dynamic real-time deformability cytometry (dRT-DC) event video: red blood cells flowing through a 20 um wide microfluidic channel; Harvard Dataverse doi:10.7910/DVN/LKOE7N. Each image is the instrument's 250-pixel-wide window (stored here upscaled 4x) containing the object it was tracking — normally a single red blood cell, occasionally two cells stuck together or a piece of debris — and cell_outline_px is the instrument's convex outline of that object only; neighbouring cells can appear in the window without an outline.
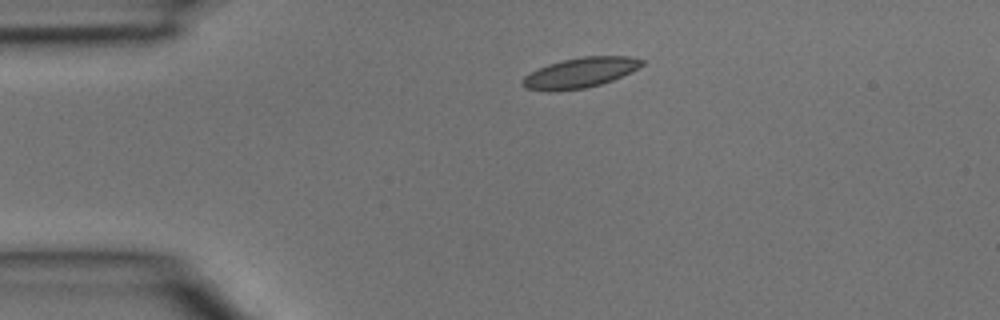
{"species": "common noctule bat (a hibernating species)", "species_latin": "Nyctalus noctula", "temperature_condition": "room temperature", "stored_images_in_passage": 2, "camera_frame_rate_fps": 3000, "um_per_image_px": 0.085, "animal": {"sex": "male", "body_mass_g": 15.6}, "frame": {"image": 1, "passage_image": 1, "time_ms": 0.0, "image_size_px": [1000, 320], "cell_outline_px": [[644, 64], [612, 80], [600, 84], [584, 88], [556, 92], [548, 92], [524, 88], [520, 84], [520, 80], [524, 76], [548, 64], [560, 60], [584, 56], [628, 56], [644, 60]], "centroid_in_image_um": [49.23, 6.19], "position_along_channel_um": 35.8, "area_um2": 20.98}}